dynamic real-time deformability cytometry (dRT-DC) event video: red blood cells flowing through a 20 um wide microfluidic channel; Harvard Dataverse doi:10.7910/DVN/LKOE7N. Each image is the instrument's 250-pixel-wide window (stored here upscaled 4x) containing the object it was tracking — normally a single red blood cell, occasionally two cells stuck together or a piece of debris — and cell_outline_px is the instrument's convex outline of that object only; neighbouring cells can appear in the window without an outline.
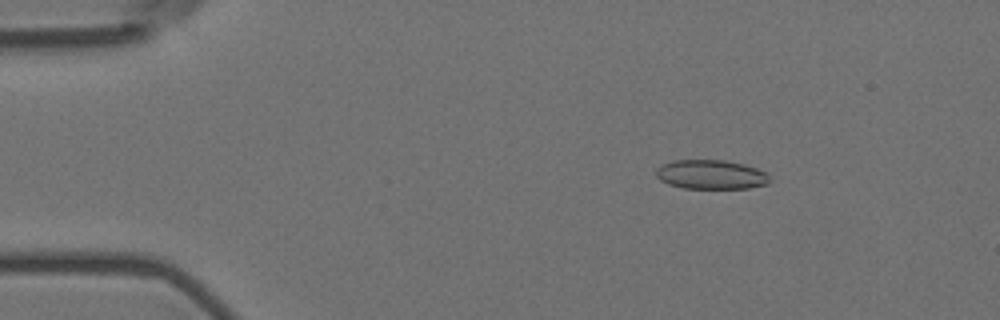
{"species": "Egyptian fruit bat (a non-hibernating species)", "species_latin": "Rousettus aegyptiacus", "temperature_condition": "room temperature", "stored_images_in_passage": 57, "camera_frame_rate_fps": 3000, "um_per_image_px": 0.085, "animal": {"sex": "female"}, "frame": {"image": 1, "passage_image": 9, "time_ms": 2.667, "image_size_px": [1000, 320], "cell_outline_px": [[772, 180], [768, 184], [748, 188], [684, 188], [668, 184], [660, 180], [656, 176], [656, 168], [660, 164], [672, 160], [724, 160], [744, 164], [756, 168], [764, 172]], "centroid_in_image_um": [60.41, 14.83], "position_along_channel_um": 24.6, "area_um2": 19.48}}
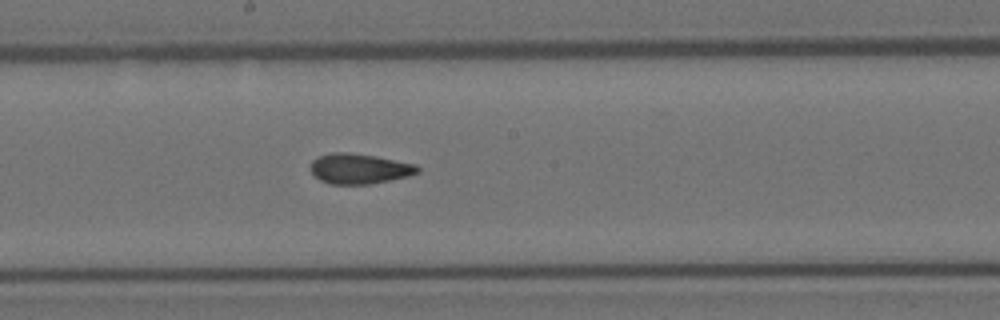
{"frame": {"image": 2, "passage_image": 31, "time_ms": 10.0, "image_size_px": [1000, 320], "cell_outline_px": [[420, 172], [408, 176], [368, 184], [328, 184], [320, 180], [308, 168], [312, 160], [316, 156], [332, 152], [348, 152], [376, 156], [416, 164], [420, 168]], "centroid_in_image_um": [30.51, 14.32], "position_along_channel_um": 217.7, "area_um2": 19.02}}
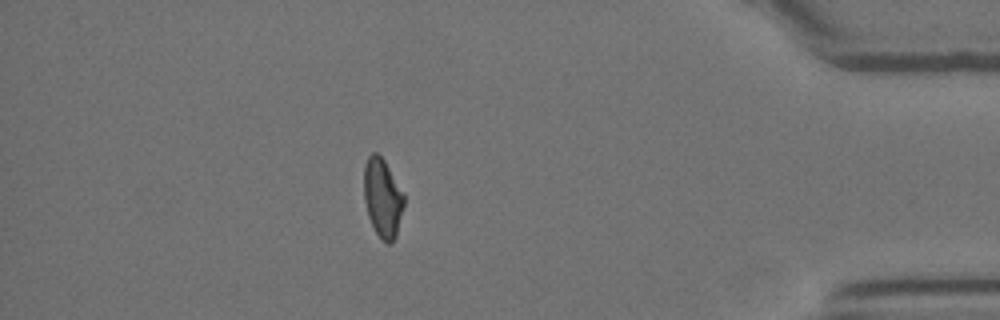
{"frame": {"image": 3, "passage_image": 50, "time_ms": 16.333, "image_size_px": [1000, 320], "cell_outline_px": [[404, 204], [396, 236], [388, 244], [376, 232], [368, 216], [364, 200], [364, 164], [368, 156], [372, 152], [376, 152], [384, 160], [404, 192]], "centroid_in_image_um": [32.52, 16.77], "position_along_channel_um": 402.7, "area_um2": 18.26}, "authors_computed_cell_mechanics": {"area_um2": 19.0162, "velocity_mm_per_s": 3.601, "shape_relaxation_time_tau1_ms": null, "shape_relaxation_time_tau2_ms": 1.9996, "deformation_change_tau1": null, "deformation_change_tau2": 0.0803}}